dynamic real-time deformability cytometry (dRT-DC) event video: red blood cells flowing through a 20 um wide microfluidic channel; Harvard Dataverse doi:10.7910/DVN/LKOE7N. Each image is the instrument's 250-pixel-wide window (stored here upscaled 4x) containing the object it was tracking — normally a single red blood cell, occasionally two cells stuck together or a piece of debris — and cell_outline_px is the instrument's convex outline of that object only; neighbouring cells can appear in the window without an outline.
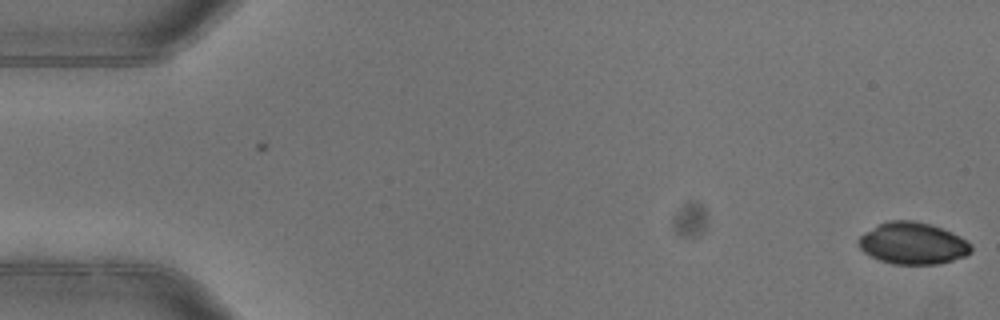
{"species": "common noctule bat (a hibernating species)", "species_latin": "Nyctalus noctula", "temperature_condition": "warm", "stored_images_in_passage": 5, "camera_frame_rate_fps": 3000, "um_per_image_px": 0.085, "animal": {"sex": "female"}, "frame": {"image": 1, "passage_image": 1, "time_ms": 0.0, "image_size_px": [1000, 320], "cell_outline_px": [[972, 252], [964, 256], [940, 264], [892, 264], [880, 260], [864, 252], [860, 248], [856, 240], [860, 236], [880, 224], [888, 220], [912, 220], [932, 224], [952, 232], [960, 236], [972, 244]], "centroid_in_image_um": [77.61, 20.68], "position_along_channel_um": 7.4, "area_um2": 27.46}}
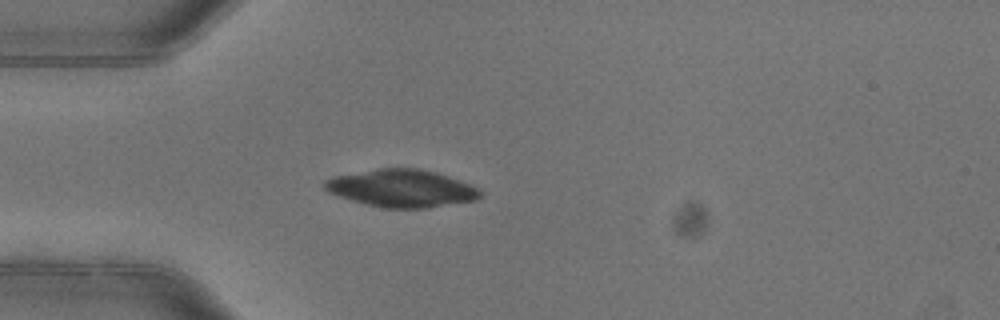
{"frame": {"image": 2, "passage_image": 5, "time_ms": 1.333, "image_size_px": [1000, 320], "cell_outline_px": [[484, 192], [476, 200], [428, 208], [384, 208], [364, 204], [328, 192], [324, 188], [324, 180], [332, 176], [380, 168], [416, 168], [436, 172], [448, 176], [480, 188]], "centroid_in_image_um": [34.15, 16.01], "position_along_channel_um": 50.9, "area_um2": 34.1}}